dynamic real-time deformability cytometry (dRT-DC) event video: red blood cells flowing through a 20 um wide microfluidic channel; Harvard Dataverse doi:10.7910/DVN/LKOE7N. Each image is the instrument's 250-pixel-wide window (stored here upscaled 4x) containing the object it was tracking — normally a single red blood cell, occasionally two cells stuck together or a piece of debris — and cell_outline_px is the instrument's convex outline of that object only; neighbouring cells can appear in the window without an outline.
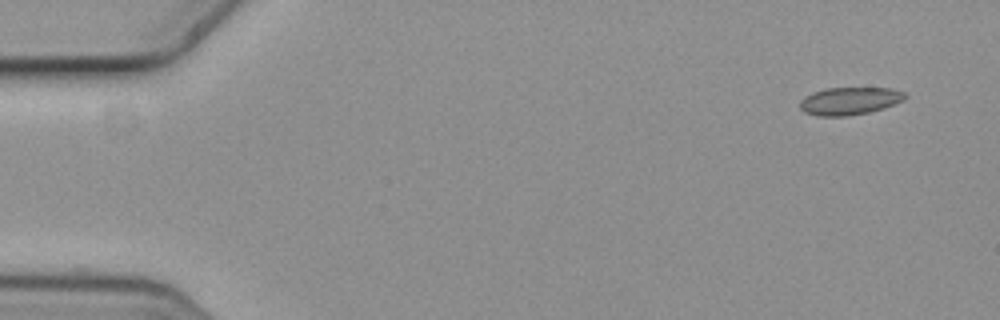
{"species": "common noctule bat (a hibernating species)", "species_latin": "Nyctalus noctula", "temperature_condition": "cold", "stored_images_in_passage": 5, "camera_frame_rate_fps": 3000, "um_per_image_px": 0.085, "animal": {"sex": "female", "body_mass_g": 19.3, "forearm_length_mm": 54.1}, "frame": {"image": 1, "passage_image": 1, "time_ms": 0.0, "image_size_px": [1000, 320], "cell_outline_px": [[908, 96], [904, 100], [884, 108], [868, 112], [848, 116], [816, 116], [804, 112], [800, 108], [800, 100], [804, 96], [812, 92], [824, 88], [892, 88], [904, 92]], "centroid_in_image_um": [72.2, 8.58], "position_along_channel_um": 12.8, "area_um2": 17.11}}
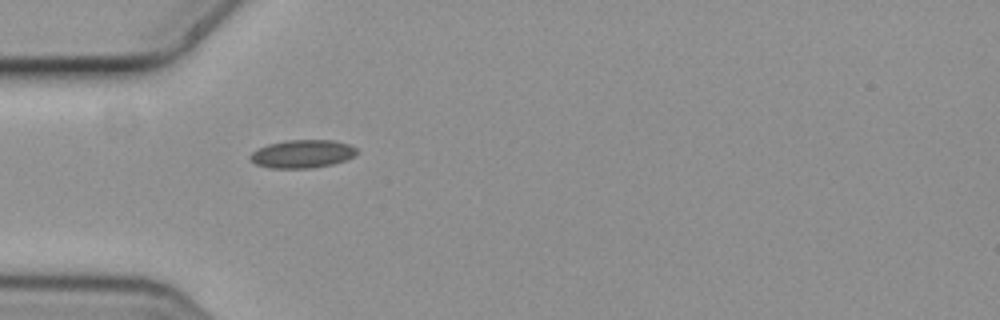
{"frame": {"image": 2, "passage_image": 5, "time_ms": 1.333, "image_size_px": [1000, 320], "cell_outline_px": [[360, 152], [356, 156], [332, 164], [308, 168], [268, 168], [256, 164], [248, 156], [252, 152], [268, 144], [284, 140], [332, 140], [348, 144], [356, 148]], "centroid_in_image_um": [25.72, 13.07], "position_along_channel_um": 59.3, "area_um2": 17.46}}